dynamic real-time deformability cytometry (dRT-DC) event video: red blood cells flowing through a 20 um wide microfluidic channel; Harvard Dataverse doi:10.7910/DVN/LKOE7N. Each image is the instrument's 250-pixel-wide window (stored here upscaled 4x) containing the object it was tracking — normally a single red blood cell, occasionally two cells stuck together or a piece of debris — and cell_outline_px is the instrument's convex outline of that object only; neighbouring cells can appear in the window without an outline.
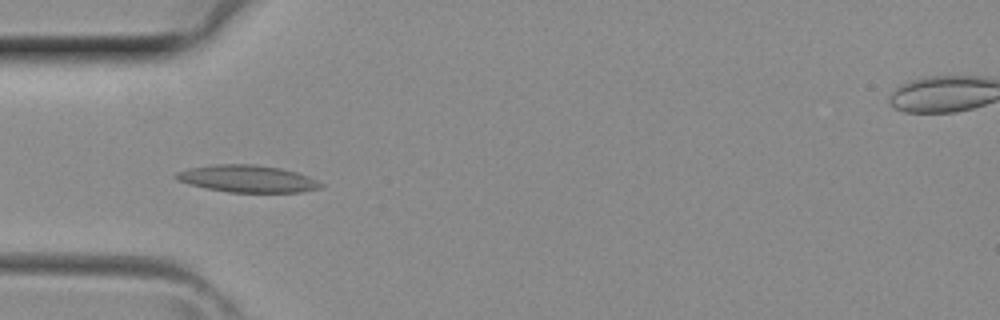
{"species": "common noctule bat (a hibernating species)", "species_latin": "Nyctalus noctula", "temperature_condition": "room temperature", "stored_images_in_passage": 3, "camera_frame_rate_fps": 3000, "um_per_image_px": 0.085, "animal": {"sex": "female", "body_mass_g": 29.2, "forearm_length_mm": 56.3}, "frame": {"image": 1, "passage_image": 3, "time_ms": 0.667, "image_size_px": [1000, 320], "cell_outline_px": [[324, 188], [304, 192], [228, 192], [204, 188], [188, 184], [176, 180], [172, 176], [176, 172], [188, 168], [216, 164], [256, 164], [280, 168], [296, 172], [308, 176], [324, 184]], "centroid_in_image_um": [21.02, 15.19], "position_along_channel_um": 64.0, "area_um2": 23.18}}